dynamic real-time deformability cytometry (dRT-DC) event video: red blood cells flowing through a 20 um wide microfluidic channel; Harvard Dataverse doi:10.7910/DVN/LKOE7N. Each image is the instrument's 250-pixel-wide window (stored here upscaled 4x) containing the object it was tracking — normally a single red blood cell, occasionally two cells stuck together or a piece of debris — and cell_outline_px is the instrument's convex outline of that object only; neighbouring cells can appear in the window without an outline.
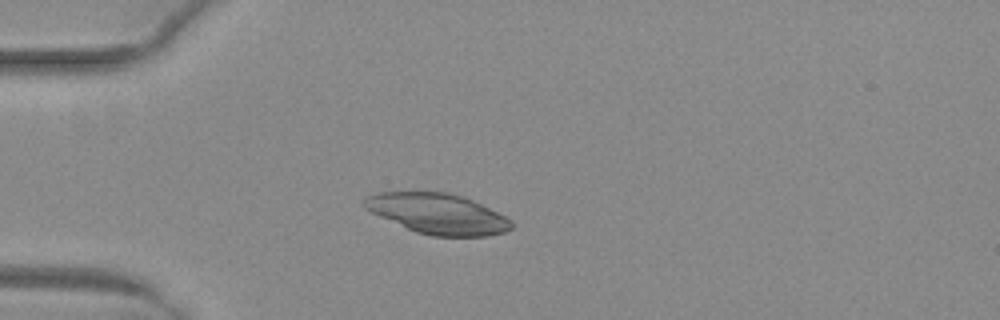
{"species": "common noctule bat (a hibernating species)", "species_latin": "Nyctalus noctula", "temperature_condition": "warm", "stored_images_in_passage": 41, "camera_frame_rate_fps": 3000, "um_per_image_px": 0.085, "animal": {"sex": "female", "body_mass_g": 29.2, "forearm_length_mm": 56.3}, "frame": {"image": 1, "passage_image": 4, "time_ms": 1.0, "image_size_px": [1000, 320], "cell_outline_px": [[516, 224], [512, 228], [504, 232], [488, 236], [432, 236], [416, 232], [380, 216], [364, 208], [364, 196], [376, 192], [448, 192], [464, 196], [508, 216]], "centroid_in_image_um": [37.26, 18.16], "position_along_channel_um": 47.7, "area_um2": 34.85}}